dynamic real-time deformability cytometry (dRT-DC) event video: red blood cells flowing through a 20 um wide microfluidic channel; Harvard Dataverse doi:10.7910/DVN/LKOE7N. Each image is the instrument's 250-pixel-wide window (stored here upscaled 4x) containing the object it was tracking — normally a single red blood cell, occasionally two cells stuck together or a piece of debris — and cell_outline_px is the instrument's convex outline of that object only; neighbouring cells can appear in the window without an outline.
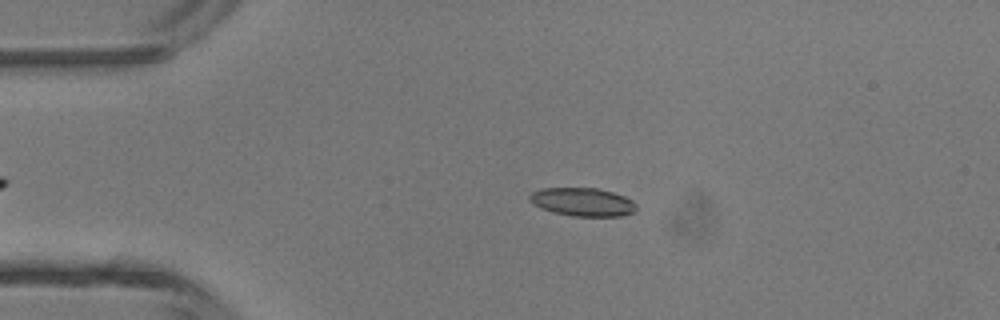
{"species": "common noctule bat (a hibernating species)", "species_latin": "Nyctalus noctula", "temperature_condition": "room temperature", "stored_images_in_passage": 39, "camera_frame_rate_fps": 3000, "um_per_image_px": 0.085, "animal": {"sex": "male", "body_mass_g": 13.3}, "frame": {"image": 1, "passage_image": 8, "time_ms": 2.333, "image_size_px": [1000, 320], "cell_outline_px": [[636, 208], [632, 212], [620, 216], [572, 216], [552, 212], [540, 208], [528, 196], [532, 192], [540, 188], [596, 188], [612, 192], [624, 196], [632, 200], [636, 204]], "centroid_in_image_um": [49.52, 17.16], "position_along_channel_um": 35.5, "area_um2": 17.46}}
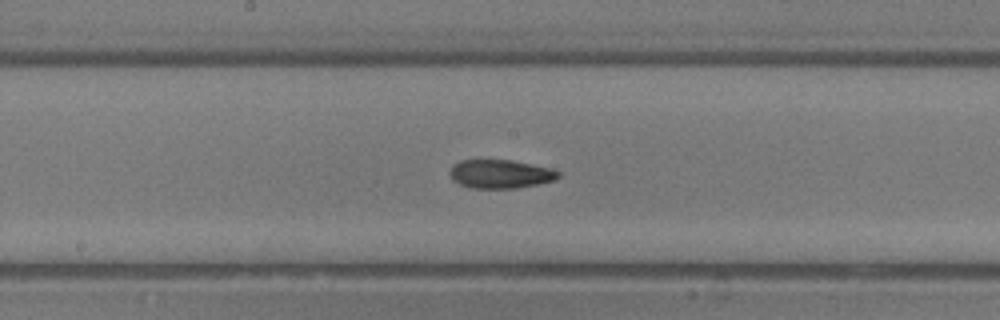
{"frame": {"image": 2, "passage_image": 22, "time_ms": 7.0, "image_size_px": [1000, 320], "cell_outline_px": [[560, 176], [556, 180], [516, 188], [468, 188], [452, 180], [448, 172], [452, 164], [460, 160], [508, 160], [552, 168], [560, 172]], "centroid_in_image_um": [42.49, 14.79], "position_along_channel_um": 205.7, "area_um2": 18.21}}
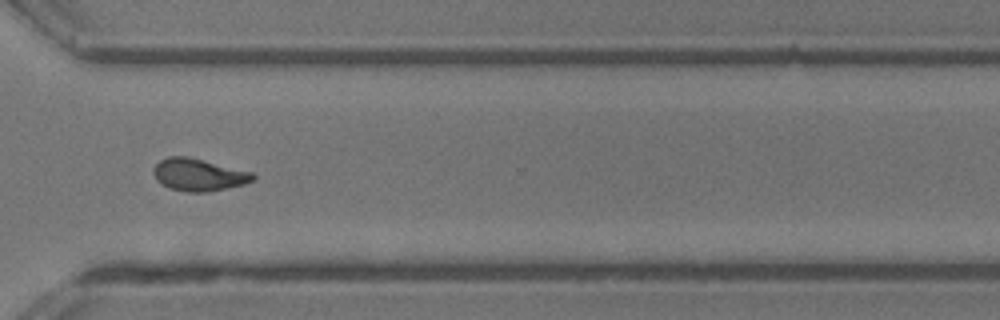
{"frame": {"image": 3, "passage_image": 32, "time_ms": 10.333, "image_size_px": [1000, 320], "cell_outline_px": [[256, 176], [252, 180], [244, 184], [208, 192], [188, 192], [168, 188], [156, 180], [152, 172], [152, 168], [160, 160], [168, 156], [188, 156], [252, 172]], "centroid_in_image_um": [16.84, 14.85], "position_along_channel_um": 353.8, "area_um2": 18.79}, "authors_computed_cell_mechanics": {"area_um2": 17.918, "velocity_mm_per_s": 4.4461, "shape_relaxation_time_tau1_ms": 3.6168, "shape_relaxation_time_tau2_ms": 3.06, "deformation_change_tau1": 0.1499, "deformation_change_tau2": 0.1078}}